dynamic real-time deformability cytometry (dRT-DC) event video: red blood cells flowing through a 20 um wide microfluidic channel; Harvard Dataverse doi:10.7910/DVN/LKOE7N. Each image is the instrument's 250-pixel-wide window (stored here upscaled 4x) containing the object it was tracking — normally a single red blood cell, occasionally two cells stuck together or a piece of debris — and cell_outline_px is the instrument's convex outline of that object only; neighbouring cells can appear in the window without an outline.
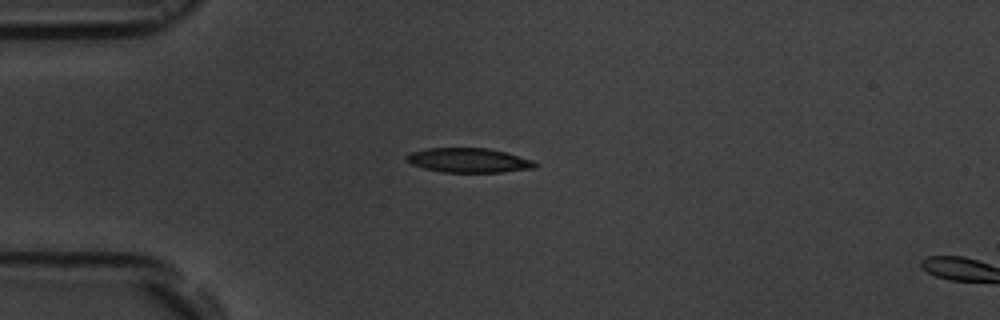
{"species": "common noctule bat (a hibernating species)", "species_latin": "Nyctalus noctula", "temperature_condition": "room temperature", "stored_images_in_passage": 3, "camera_frame_rate_fps": 3000, "um_per_image_px": 0.085, "animal": {"sex": "male", "body_mass_g": 19.5, "forearm_length_mm": 54.6}, "frame": {"image": 1, "passage_image": 2, "time_ms": 2.0, "image_size_px": [1000, 320], "cell_outline_px": [[540, 164], [536, 168], [504, 172], [440, 172], [424, 168], [412, 164], [404, 160], [404, 156], [408, 152], [428, 148], [488, 148], [536, 160]], "centroid_in_image_um": [39.85, 13.63], "position_along_channel_um": 45.1, "area_um2": 18.67}}